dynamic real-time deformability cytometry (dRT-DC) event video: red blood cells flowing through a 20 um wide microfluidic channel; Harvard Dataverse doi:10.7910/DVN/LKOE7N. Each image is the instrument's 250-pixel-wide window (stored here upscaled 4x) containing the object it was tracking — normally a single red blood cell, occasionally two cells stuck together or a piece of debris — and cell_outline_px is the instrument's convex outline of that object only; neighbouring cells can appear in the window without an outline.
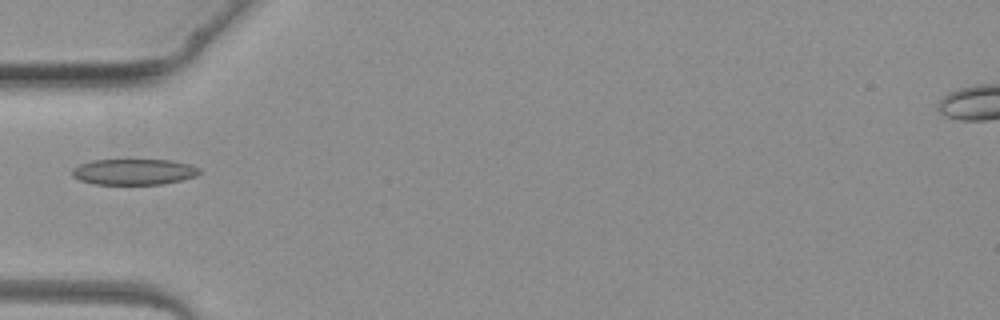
{"species": "common noctule bat (a hibernating species)", "species_latin": "Nyctalus noctula", "temperature_condition": "warm", "stored_images_in_passage": 4, "camera_frame_rate_fps": 3000, "um_per_image_px": 0.085, "animal": {"sex": "female", "body_mass_g": 19.3, "forearm_length_mm": 54.1}, "frame": {"image": 1, "passage_image": 4, "time_ms": 3.667, "image_size_px": [1000, 320], "cell_outline_px": [[200, 172], [196, 176], [164, 184], [92, 184], [80, 180], [72, 176], [72, 168], [80, 164], [92, 160], [172, 160], [192, 164], [200, 168]], "centroid_in_image_um": [11.39, 14.6], "position_along_channel_um": 73.6, "area_um2": 19.31}}